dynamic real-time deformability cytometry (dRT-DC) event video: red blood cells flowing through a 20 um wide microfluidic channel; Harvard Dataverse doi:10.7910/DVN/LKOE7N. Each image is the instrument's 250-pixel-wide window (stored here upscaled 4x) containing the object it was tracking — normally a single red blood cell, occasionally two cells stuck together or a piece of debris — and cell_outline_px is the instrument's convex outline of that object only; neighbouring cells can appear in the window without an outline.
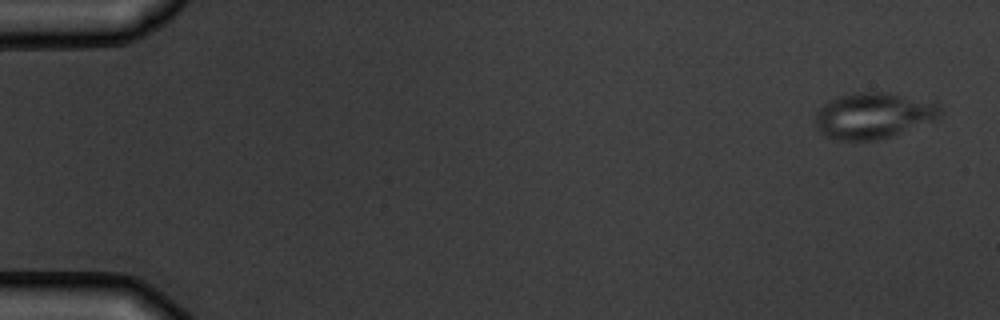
{"species": "common noctule bat (a hibernating species)", "species_latin": "Nyctalus noctula", "temperature_condition": "warm", "stored_images_in_passage": 6, "camera_frame_rate_fps": 3000, "um_per_image_px": 0.085, "animal": {"sex": "male", "body_mass_g": 19.5, "forearm_length_mm": 54.6}, "frame": {"image": 1, "passage_image": 1, "time_ms": 0.0, "image_size_px": [1000, 320], "cell_outline_px": [[944, 112], [940, 116], [932, 120], [888, 136], [876, 140], [836, 140], [824, 136], [816, 128], [816, 112], [824, 104], [840, 96], [852, 92], [888, 92], [940, 104]], "centroid_in_image_um": [74.2, 9.81], "position_along_channel_um": 10.8, "area_um2": 33.0}}